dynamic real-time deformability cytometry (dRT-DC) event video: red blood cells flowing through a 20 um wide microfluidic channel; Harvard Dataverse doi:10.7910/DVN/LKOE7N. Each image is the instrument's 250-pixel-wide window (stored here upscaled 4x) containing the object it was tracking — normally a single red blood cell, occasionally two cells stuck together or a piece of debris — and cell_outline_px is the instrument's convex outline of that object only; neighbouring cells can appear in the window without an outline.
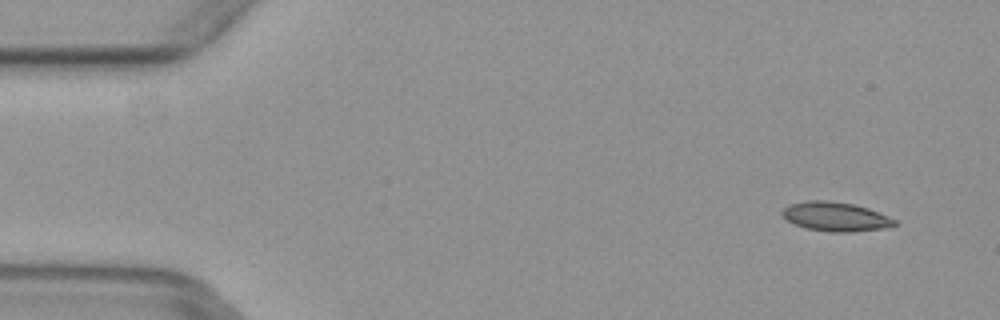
{"species": "common noctule bat (a hibernating species)", "species_latin": "Nyctalus noctula", "temperature_condition": "warm", "stored_images_in_passage": 5, "camera_frame_rate_fps": 3000, "um_per_image_px": 0.085, "animal": {"sex": "female", "body_mass_g": 29.2, "forearm_length_mm": 56.3}, "frame": {"image": 1, "passage_image": 2, "time_ms": 0.333, "image_size_px": [1000, 320], "cell_outline_px": [[896, 224], [888, 228], [852, 232], [832, 232], [808, 228], [784, 220], [780, 212], [788, 204], [808, 200], [824, 200], [852, 204], [868, 208], [888, 216], [896, 220]], "centroid_in_image_um": [71.0, 18.41], "position_along_channel_um": 14.0, "area_um2": 19.13}}